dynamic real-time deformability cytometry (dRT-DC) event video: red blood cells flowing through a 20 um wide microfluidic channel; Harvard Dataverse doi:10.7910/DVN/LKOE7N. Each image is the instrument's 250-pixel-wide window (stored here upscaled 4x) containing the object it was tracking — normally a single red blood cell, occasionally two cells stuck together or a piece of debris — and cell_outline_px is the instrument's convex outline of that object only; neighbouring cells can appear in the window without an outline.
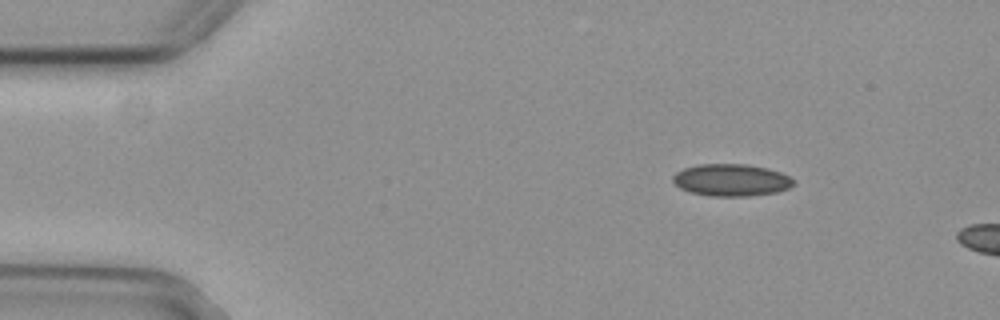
{"species": "common noctule bat (a hibernating species)", "species_latin": "Nyctalus noctula", "temperature_condition": "cold", "stored_images_in_passage": 13, "camera_frame_rate_fps": 3000, "um_per_image_px": 0.085, "animal": {"sex": "female", "body_mass_g": 29.2, "forearm_length_mm": 56.3}, "frame": {"image": 1, "passage_image": 8, "time_ms": 2.333, "image_size_px": [1000, 320], "cell_outline_px": [[796, 180], [788, 188], [776, 192], [748, 196], [712, 196], [692, 192], [680, 188], [672, 180], [672, 176], [676, 172], [684, 168], [700, 164], [748, 164], [768, 168], [780, 172]], "centroid_in_image_um": [62.16, 15.29], "position_along_channel_um": 22.8, "area_um2": 22.48}}